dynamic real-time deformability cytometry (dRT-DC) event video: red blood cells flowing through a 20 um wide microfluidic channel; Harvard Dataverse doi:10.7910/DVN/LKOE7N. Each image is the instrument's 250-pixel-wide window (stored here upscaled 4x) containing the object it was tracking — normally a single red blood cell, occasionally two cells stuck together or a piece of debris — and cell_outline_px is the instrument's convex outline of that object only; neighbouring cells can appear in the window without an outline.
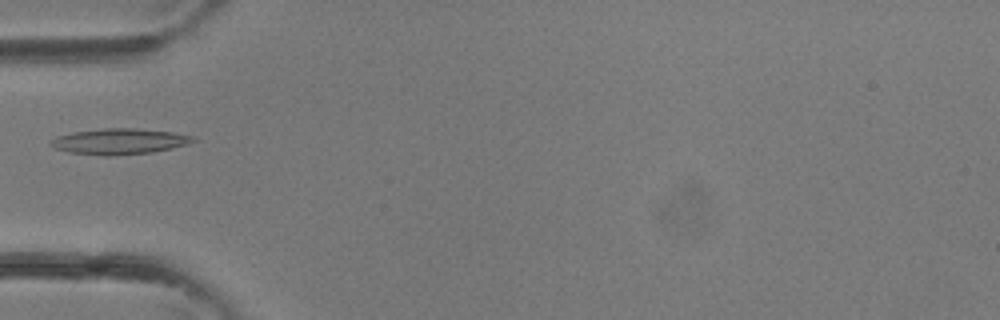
{"species": "common noctule bat (a hibernating species)", "species_latin": "Nyctalus noctula", "temperature_condition": "room temperature", "stored_images_in_passage": 2, "camera_frame_rate_fps": 3000, "um_per_image_px": 0.085, "animal": {"sex": "female"}, "frame": {"image": 1, "passage_image": 2, "time_ms": 0.333, "image_size_px": [1000, 320], "cell_outline_px": [[196, 140], [188, 144], [152, 152], [108, 156], [104, 156], [68, 152], [56, 148], [48, 144], [48, 140], [56, 136], [72, 132], [104, 128], [136, 128], [172, 132], [192, 136]], "centroid_in_image_um": [10.08, 12.01], "position_along_channel_um": 74.9, "area_um2": 21.39}}